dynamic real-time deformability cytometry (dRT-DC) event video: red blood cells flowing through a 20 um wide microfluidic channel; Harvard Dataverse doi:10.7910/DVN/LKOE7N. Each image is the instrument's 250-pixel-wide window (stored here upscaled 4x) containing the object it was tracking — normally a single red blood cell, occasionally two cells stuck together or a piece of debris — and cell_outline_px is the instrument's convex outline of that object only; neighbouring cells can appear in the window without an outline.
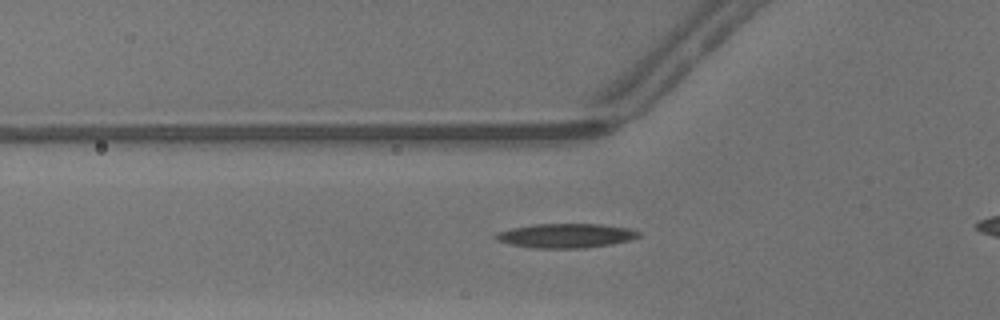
{"species": "common noctule bat (a hibernating species)", "species_latin": "Nyctalus noctula", "temperature_condition": "warm", "stored_images_in_passage": 35, "camera_frame_rate_fps": 3000, "um_per_image_px": 0.085, "animal": {"sex": "male", "body_mass_g": 13.3}, "frame": {"image": 1, "passage_image": 9, "time_ms": 2.667, "image_size_px": [1000, 320], "cell_outline_px": [[640, 236], [632, 240], [612, 244], [588, 248], [532, 248], [508, 244], [496, 240], [492, 236], [496, 232], [512, 228], [536, 224], [600, 224], [628, 228], [640, 232]], "centroid_in_image_um": [48.08, 20.04], "position_along_channel_um": 77.7, "area_um2": 20.46}}
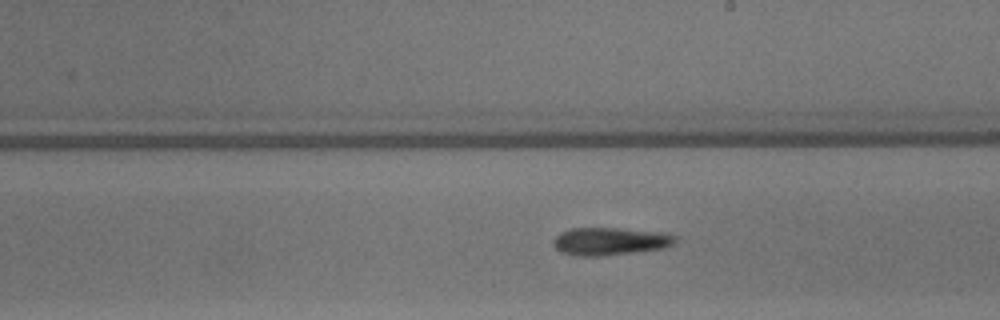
{"frame": {"image": 2, "passage_image": 20, "time_ms": 6.333, "image_size_px": [1000, 320], "cell_outline_px": [[676, 244], [664, 248], [604, 256], [576, 256], [560, 252], [552, 244], [552, 240], [560, 232], [572, 228], [620, 228], [664, 232], [676, 236]], "centroid_in_image_um": [51.86, 20.51], "position_along_channel_um": 237.1, "area_um2": 20.0}}
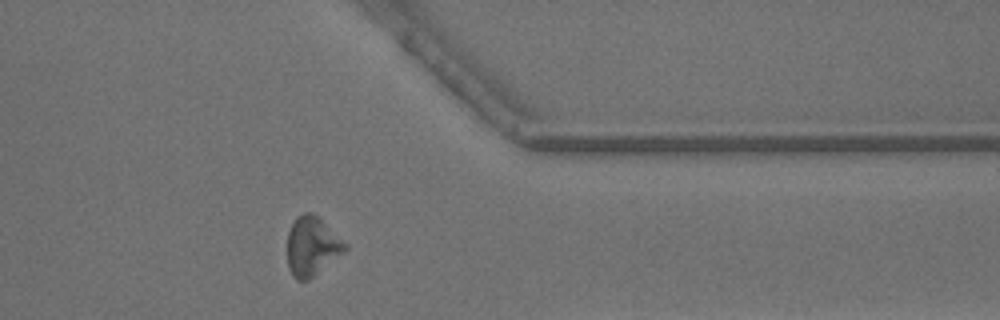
{"frame": {"image": 3, "passage_image": 31, "time_ms": 10.0, "image_size_px": [1000, 320], "cell_outline_px": [[348, 248], [344, 252], [308, 280], [296, 280], [292, 276], [288, 268], [288, 232], [296, 216], [304, 212], [312, 212], [348, 244]], "centroid_in_image_um": [26.51, 20.93], "position_along_channel_um": 384.9, "area_um2": 19.71}}